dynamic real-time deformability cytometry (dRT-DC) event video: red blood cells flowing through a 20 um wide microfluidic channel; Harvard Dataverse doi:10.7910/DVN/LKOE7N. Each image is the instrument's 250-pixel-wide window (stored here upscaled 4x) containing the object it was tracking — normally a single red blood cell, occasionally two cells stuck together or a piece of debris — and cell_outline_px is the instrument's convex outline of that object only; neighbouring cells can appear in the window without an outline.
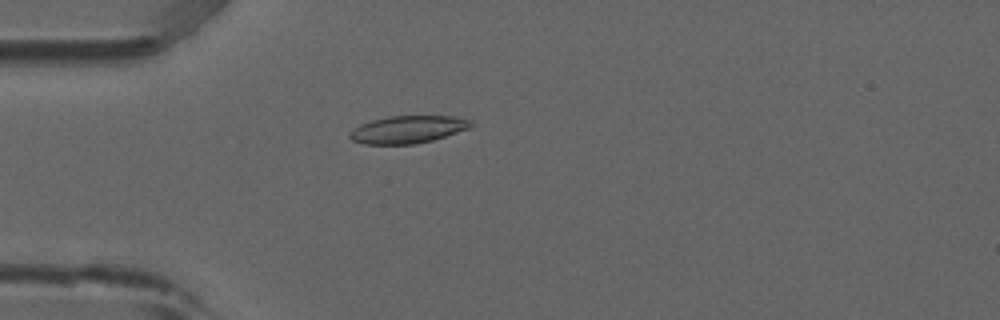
{"species": "common noctule bat (a hibernating species)", "species_latin": "Nyctalus noctula", "temperature_condition": "room temperature", "stored_images_in_passage": 3, "camera_frame_rate_fps": 3000, "um_per_image_px": 0.085, "animal": {"sex": "male", "forearm_length_mm": 52.5}, "frame": {"image": 1, "passage_image": 2, "time_ms": 0.333, "image_size_px": [1000, 320], "cell_outline_px": [[472, 124], [468, 128], [432, 140], [416, 144], [364, 144], [352, 140], [348, 136], [360, 124], [372, 120], [388, 116], [452, 116], [472, 120]], "centroid_in_image_um": [34.65, 11.0], "position_along_channel_um": 50.3, "area_um2": 19.13}}